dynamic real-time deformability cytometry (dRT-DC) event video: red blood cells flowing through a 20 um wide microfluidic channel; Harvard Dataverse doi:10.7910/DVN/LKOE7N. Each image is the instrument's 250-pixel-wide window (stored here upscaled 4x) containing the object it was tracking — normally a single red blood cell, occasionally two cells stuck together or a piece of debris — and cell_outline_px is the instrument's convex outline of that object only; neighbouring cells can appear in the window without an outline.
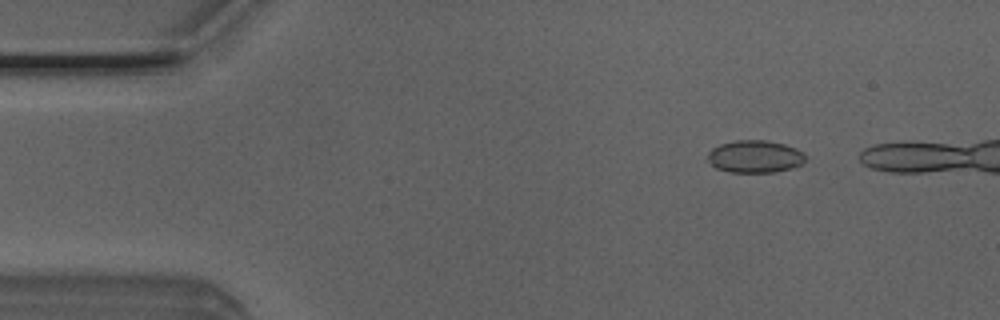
{"species": "Egyptian fruit bat (a non-hibernating species)", "species_latin": "Rousettus aegyptiacus", "temperature_condition": "room temperature", "stored_images_in_passage": 42, "camera_frame_rate_fps": 3000, "um_per_image_px": 0.085, "animal": {"sex": "male"}, "frame": {"image": 1, "passage_image": 7, "time_ms": 2.0, "image_size_px": [1000, 320], "cell_outline_px": [[808, 156], [804, 164], [792, 168], [776, 172], [728, 172], [716, 168], [708, 160], [708, 152], [712, 148], [720, 144], [736, 140], [768, 140], [784, 144], [796, 148], [804, 152]], "centroid_in_image_um": [64.22, 13.3], "position_along_channel_um": 20.8, "area_um2": 18.79}}
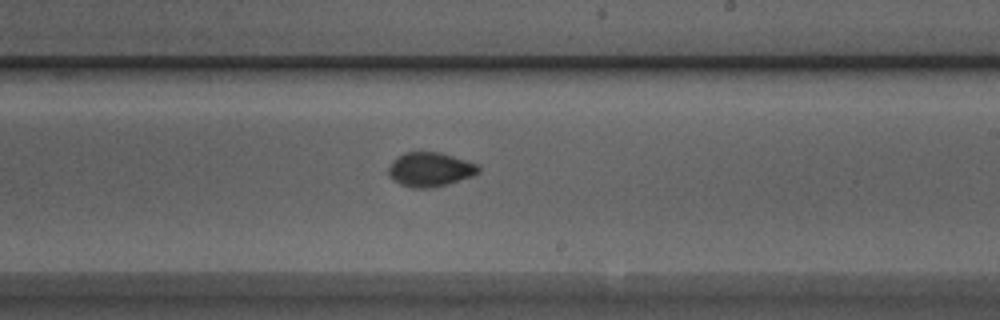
{"frame": {"image": 2, "passage_image": 30, "time_ms": 9.667, "image_size_px": [1000, 320], "cell_outline_px": [[480, 172], [472, 176], [444, 184], [428, 188], [412, 188], [400, 184], [388, 176], [388, 168], [392, 160], [396, 156], [404, 152], [440, 152], [476, 164], [480, 168]], "centroid_in_image_um": [36.5, 14.39], "position_along_channel_um": 252.5, "area_um2": 17.8}}
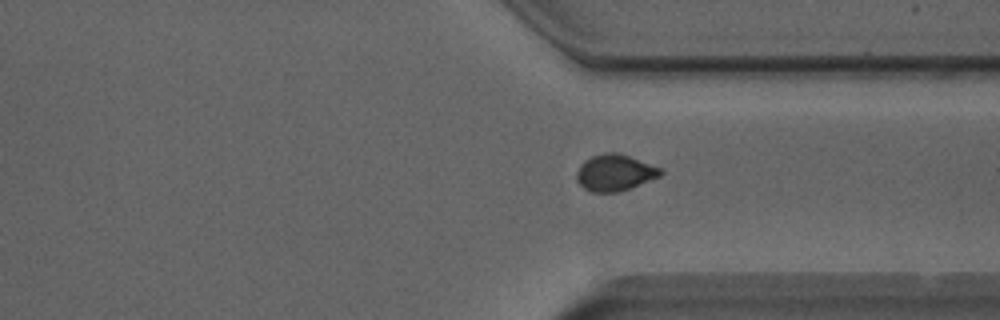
{"frame": {"image": 3, "passage_image": 38, "time_ms": 12.333, "image_size_px": [1000, 320], "cell_outline_px": [[664, 172], [660, 176], [620, 192], [592, 192], [584, 188], [576, 180], [576, 172], [580, 164], [584, 160], [592, 156], [604, 152], [616, 152], [664, 168]], "centroid_in_image_um": [52.26, 14.67], "position_along_channel_um": 359.1, "area_um2": 17.98}}